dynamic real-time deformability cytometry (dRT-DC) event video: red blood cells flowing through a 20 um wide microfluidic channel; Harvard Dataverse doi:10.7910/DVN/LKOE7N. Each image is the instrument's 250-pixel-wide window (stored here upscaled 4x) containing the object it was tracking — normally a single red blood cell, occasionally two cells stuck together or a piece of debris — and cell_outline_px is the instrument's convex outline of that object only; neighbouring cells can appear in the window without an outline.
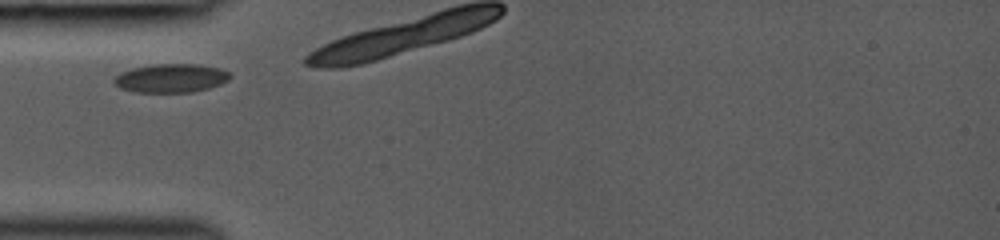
{"species": "common noctule bat (a hibernating species)", "species_latin": "Nyctalus noctula", "temperature_condition": "room temperature", "stored_images_in_passage": 7, "camera_frame_rate_fps": 3000, "um_per_image_px": 0.085, "animal": {"sex": "female", "body_mass_g": 19.0, "forearm_length_mm": 53.3}, "frame": {"image": 1, "passage_image": 1, "time_ms": 0.0, "image_size_px": [1000, 240], "cell_outline_px": [[232, 76], [228, 80], [220, 84], [208, 88], [192, 92], [132, 92], [120, 88], [112, 80], [120, 72], [132, 68], [156, 64], [196, 64], [220, 68], [228, 72]], "centroid_in_image_um": [14.52, 6.64], "position_along_channel_um": 70.5, "area_um2": 19.36}}
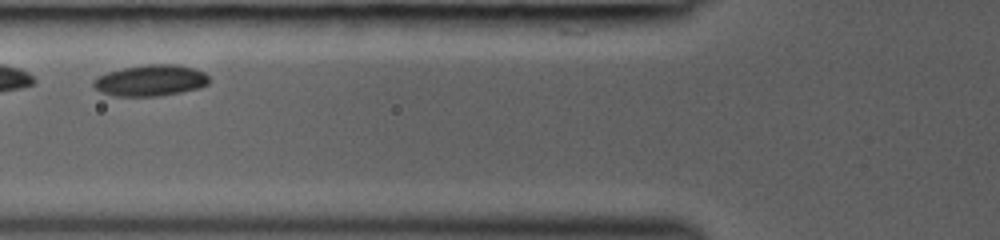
{"frame": {"image": 2, "passage_image": 4, "time_ms": 2.0, "image_size_px": [1000, 240], "cell_outline_px": [[212, 80], [208, 84], [200, 88], [160, 96], [112, 96], [100, 92], [92, 84], [92, 80], [96, 76], [108, 72], [124, 68], [148, 64], [180, 64], [204, 72]], "centroid_in_image_um": [12.8, 6.84], "position_along_channel_um": 113.0, "area_um2": 21.27}}
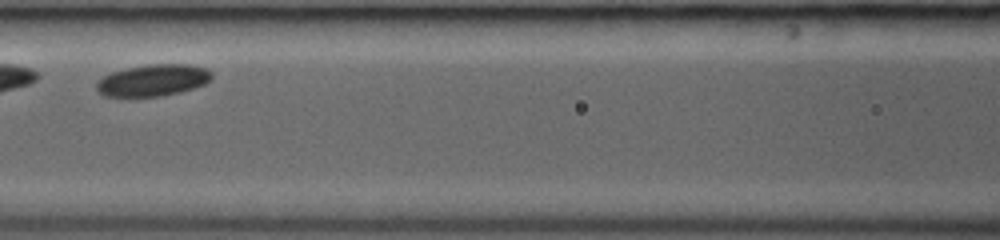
{"frame": {"image": 3, "passage_image": 5, "time_ms": 3.0, "image_size_px": [1000, 240], "cell_outline_px": [[212, 80], [204, 84], [180, 92], [160, 96], [104, 96], [96, 88], [96, 84], [104, 76], [112, 72], [128, 68], [148, 64], [192, 64], [208, 68], [212, 72]], "centroid_in_image_um": [13.06, 6.81], "position_along_channel_um": 153.5, "area_um2": 21.21}}